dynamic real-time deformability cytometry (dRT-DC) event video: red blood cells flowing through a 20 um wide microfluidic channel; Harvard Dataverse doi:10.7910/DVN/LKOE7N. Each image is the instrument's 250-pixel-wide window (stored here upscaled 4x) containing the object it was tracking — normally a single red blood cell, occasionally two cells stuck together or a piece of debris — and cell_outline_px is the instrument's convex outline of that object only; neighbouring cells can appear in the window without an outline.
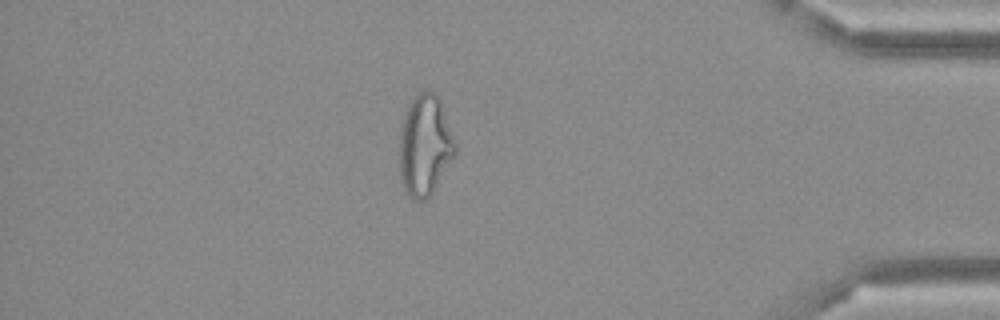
{"species": "Egyptian fruit bat (a non-hibernating species)", "species_latin": "Rousettus aegyptiacus", "temperature_condition": "cold", "stored_images_in_passage": 49, "camera_frame_rate_fps": 3000, "um_per_image_px": 0.085, "frame": {"image": 1, "passage_image": 42, "time_ms": 13.667, "image_size_px": [1000, 320], "cell_outline_px": [[456, 156], [432, 192], [424, 200], [412, 200], [404, 188], [400, 180], [400, 128], [408, 104], [424, 88], [432, 88], [440, 96], [456, 140]], "centroid_in_image_um": [36.15, 12.29], "position_along_channel_um": 399.0, "area_um2": 33.52}}